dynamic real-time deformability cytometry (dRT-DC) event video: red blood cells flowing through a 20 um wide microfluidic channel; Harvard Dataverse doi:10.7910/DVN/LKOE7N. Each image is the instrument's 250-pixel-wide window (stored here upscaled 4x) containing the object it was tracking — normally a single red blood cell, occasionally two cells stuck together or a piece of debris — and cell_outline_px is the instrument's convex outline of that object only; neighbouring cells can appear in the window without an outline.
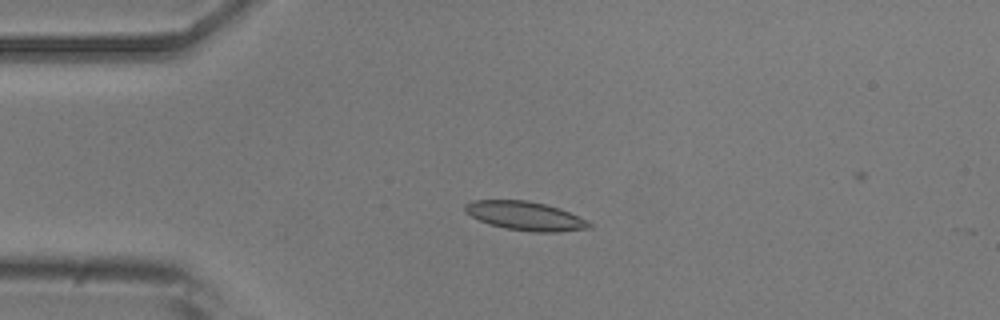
{"species": "common noctule bat (a hibernating species)", "species_latin": "Nyctalus noctula", "temperature_condition": "room temperature", "stored_images_in_passage": 5, "camera_frame_rate_fps": 3000, "um_per_image_px": 0.085, "animal": {"sex": "male", "body_mass_g": 20.5, "forearm_length_mm": 52.5}, "frame": {"image": 1, "passage_image": 4, "time_ms": 3.333, "image_size_px": [1000, 320], "cell_outline_px": [[592, 228], [556, 232], [532, 232], [504, 228], [488, 224], [464, 212], [464, 204], [472, 200], [524, 200], [544, 204], [568, 212], [588, 220], [592, 224]], "centroid_in_image_um": [44.63, 18.36], "position_along_channel_um": 40.4, "area_um2": 20.81}}